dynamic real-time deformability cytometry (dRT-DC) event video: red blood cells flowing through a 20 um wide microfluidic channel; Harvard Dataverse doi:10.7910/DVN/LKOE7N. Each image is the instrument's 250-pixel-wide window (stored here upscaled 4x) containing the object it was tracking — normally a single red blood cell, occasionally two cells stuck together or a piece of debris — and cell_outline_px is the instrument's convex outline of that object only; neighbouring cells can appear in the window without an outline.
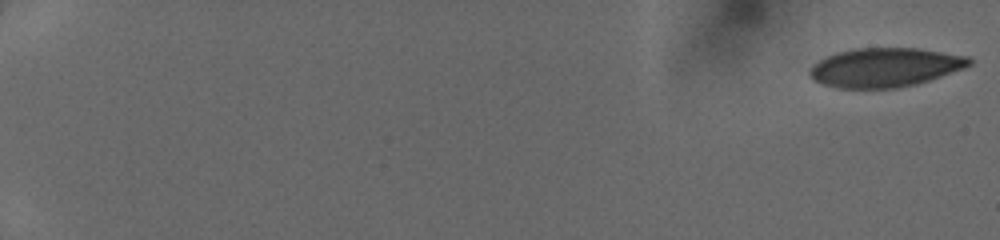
{"species": "human", "species_latin": "Homo sapiens", "temperature_condition": "cold", "stored_images_in_passage": 50, "camera_frame_rate_fps": 3000, "um_per_image_px": 0.085, "donor": {"sex": "female"}, "frame": {"image": 1, "passage_image": 1, "time_ms": 0.0, "image_size_px": [1000, 240], "cell_outline_px": [[972, 64], [964, 68], [916, 84], [896, 88], [836, 88], [812, 80], [808, 76], [808, 72], [812, 64], [836, 52], [852, 48], [916, 48], [968, 56], [972, 60]], "centroid_in_image_um": [75.18, 5.73], "position_along_channel_um": 9.8, "area_um2": 36.36}}
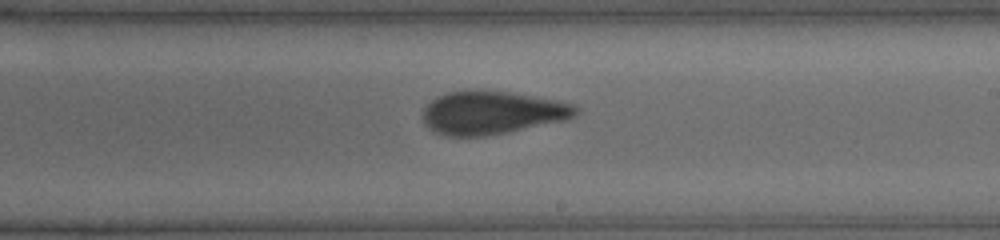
{"frame": {"image": 2, "passage_image": 33, "time_ms": 10.667, "image_size_px": [1000, 240], "cell_outline_px": [[580, 112], [576, 116], [564, 120], [484, 136], [448, 136], [436, 132], [424, 124], [420, 116], [424, 108], [436, 96], [448, 92], [468, 88], [476, 88], [508, 92], [556, 100], [572, 104], [580, 108]], "centroid_in_image_um": [41.77, 9.54], "position_along_channel_um": 247.2, "area_um2": 38.73}}
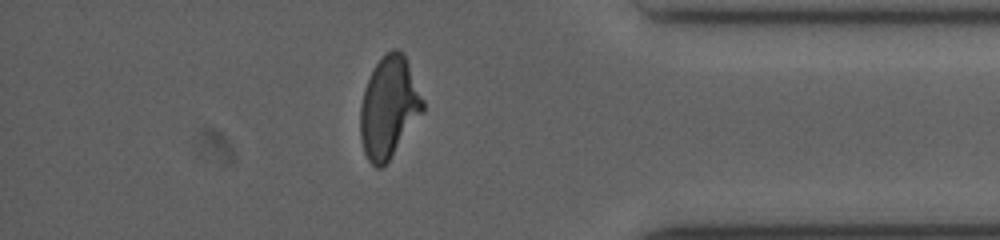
{"frame": {"image": 3, "passage_image": 45, "time_ms": 14.667, "image_size_px": [1000, 240], "cell_outline_px": [[424, 112], [388, 160], [380, 168], [376, 168], [368, 160], [364, 152], [360, 140], [360, 108], [364, 88], [376, 64], [392, 48], [396, 48], [404, 52], [424, 100]], "centroid_in_image_um": [33.06, 9.11], "position_along_channel_um": 402.1, "area_um2": 36.76}}